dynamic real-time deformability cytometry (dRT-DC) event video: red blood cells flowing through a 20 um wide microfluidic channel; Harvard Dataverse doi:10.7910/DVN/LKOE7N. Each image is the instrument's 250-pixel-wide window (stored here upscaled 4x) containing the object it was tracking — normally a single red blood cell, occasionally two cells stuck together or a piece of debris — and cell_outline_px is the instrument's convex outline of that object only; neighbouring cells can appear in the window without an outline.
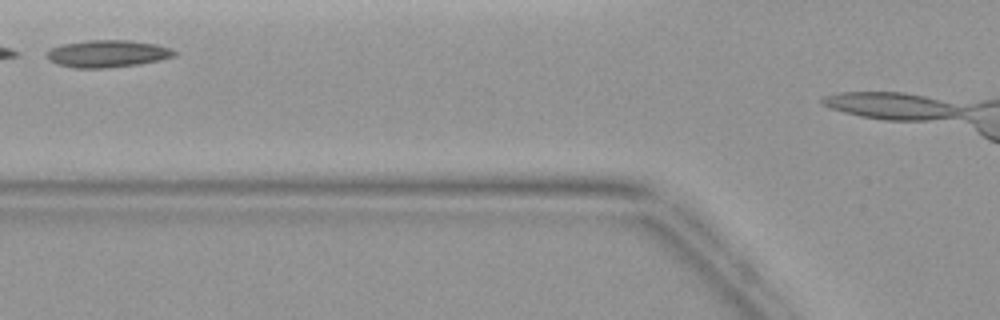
{"species": "common noctule bat (a hibernating species)", "species_latin": "Nyctalus noctula", "temperature_condition": "warm", "stored_images_in_passage": 3, "camera_frame_rate_fps": 3000, "um_per_image_px": 0.085, "animal": {"sex": "female", "body_mass_g": 19.9}, "frame": {"image": 1, "passage_image": 2, "time_ms": 1.0, "image_size_px": [1000, 320], "cell_outline_px": [[176, 56], [160, 60], [140, 64], [104, 68], [76, 68], [56, 64], [48, 60], [44, 56], [52, 48], [64, 44], [88, 40], [128, 40], [156, 44], [172, 48], [176, 52]], "centroid_in_image_um": [9.15, 4.57], "position_along_channel_um": 116.7, "area_um2": 20.29}}